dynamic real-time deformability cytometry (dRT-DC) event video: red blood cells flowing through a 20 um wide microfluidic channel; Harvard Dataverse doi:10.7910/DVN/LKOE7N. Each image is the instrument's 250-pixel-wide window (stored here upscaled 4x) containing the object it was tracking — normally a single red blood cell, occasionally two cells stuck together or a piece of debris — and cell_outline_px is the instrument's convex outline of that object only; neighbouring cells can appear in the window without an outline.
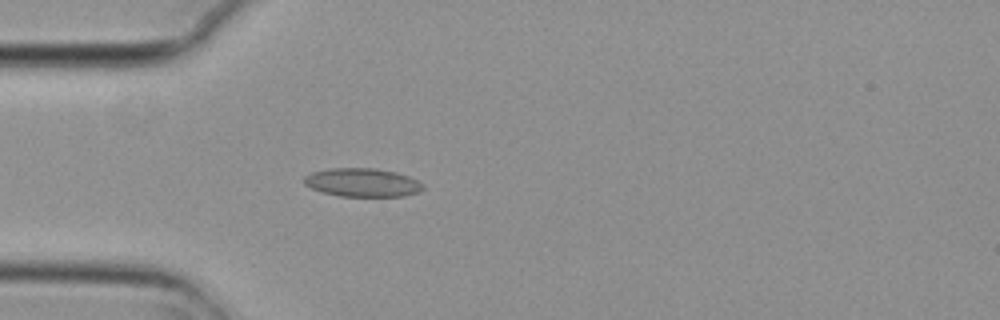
{"species": "common noctule bat (a hibernating species)", "species_latin": "Nyctalus noctula", "temperature_condition": "cold", "stored_images_in_passage": 3, "camera_frame_rate_fps": 3000, "um_per_image_px": 0.085, "animal": {"sex": "female", "body_mass_g": 29.2, "forearm_length_mm": 56.3}, "frame": {"image": 1, "passage_image": 3, "time_ms": 0.667, "image_size_px": [1000, 320], "cell_outline_px": [[424, 188], [420, 192], [404, 196], [340, 196], [320, 192], [304, 184], [304, 176], [312, 172], [328, 168], [376, 168], [396, 172], [408, 176], [424, 184]], "centroid_in_image_um": [30.8, 15.51], "position_along_channel_um": 54.2, "area_um2": 19.88}}